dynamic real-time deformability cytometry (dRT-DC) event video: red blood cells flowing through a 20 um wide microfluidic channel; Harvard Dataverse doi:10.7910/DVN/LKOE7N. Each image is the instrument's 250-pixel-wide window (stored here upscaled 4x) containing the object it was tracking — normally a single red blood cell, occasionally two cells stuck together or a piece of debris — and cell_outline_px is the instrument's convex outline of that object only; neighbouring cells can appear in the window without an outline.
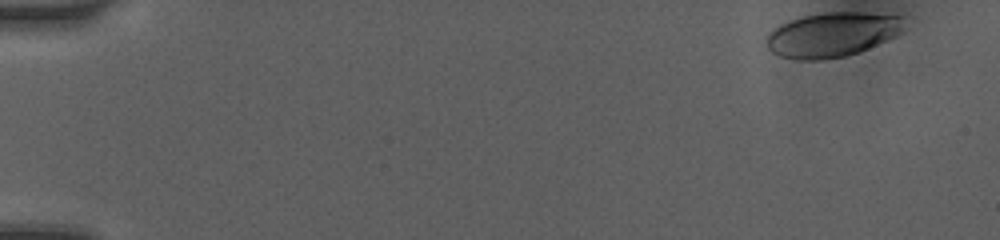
{"species": "human", "species_latin": "Homo sapiens", "temperature_condition": "room temperature", "stored_images_in_passage": 30, "camera_frame_rate_fps": 3000, "um_per_image_px": 0.085, "donor": {"sex": "female"}, "frame": {"image": 1, "passage_image": 1, "time_ms": 0.0, "image_size_px": [1000, 240], "cell_outline_px": [[900, 32], [896, 36], [888, 40], [856, 52], [844, 56], [820, 60], [796, 60], [780, 56], [772, 52], [764, 44], [768, 32], [780, 24], [804, 16], [824, 12], [864, 12], [900, 16]], "centroid_in_image_um": [70.64, 2.95], "position_along_channel_um": 14.4, "area_um2": 35.43}}
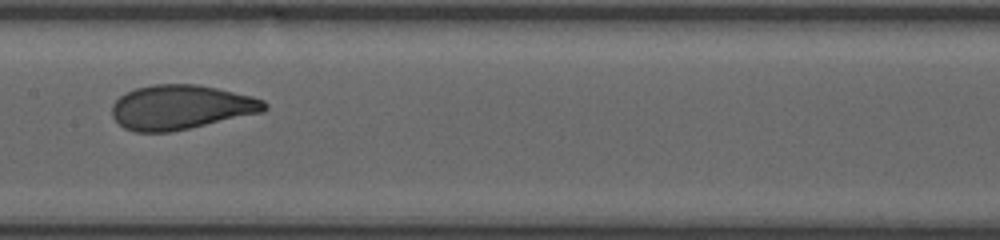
{"frame": {"image": 2, "passage_image": 19, "time_ms": 8.0, "image_size_px": [1000, 240], "cell_outline_px": [[268, 108], [264, 112], [188, 128], [168, 132], [136, 132], [124, 128], [112, 116], [112, 104], [120, 96], [136, 88], [152, 84], [196, 84], [216, 88], [252, 96], [264, 100], [268, 104]], "centroid_in_image_um": [15.39, 9.11], "position_along_channel_um": 192.0, "area_um2": 39.36}}
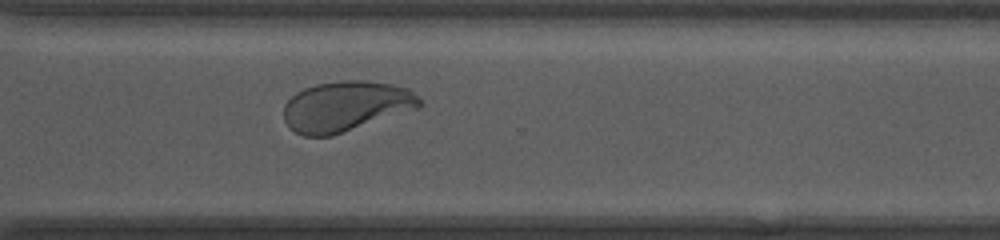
{"frame": {"image": 3, "passage_image": 30, "time_ms": 11.667, "image_size_px": [1000, 240], "cell_outline_px": [[420, 108], [332, 136], [304, 136], [288, 128], [284, 120], [284, 104], [296, 92], [304, 88], [316, 84], [340, 80], [364, 80], [392, 84], [408, 88], [420, 100]], "centroid_in_image_um": [29.37, 9.04], "position_along_channel_um": 341.2, "area_um2": 40.0}}